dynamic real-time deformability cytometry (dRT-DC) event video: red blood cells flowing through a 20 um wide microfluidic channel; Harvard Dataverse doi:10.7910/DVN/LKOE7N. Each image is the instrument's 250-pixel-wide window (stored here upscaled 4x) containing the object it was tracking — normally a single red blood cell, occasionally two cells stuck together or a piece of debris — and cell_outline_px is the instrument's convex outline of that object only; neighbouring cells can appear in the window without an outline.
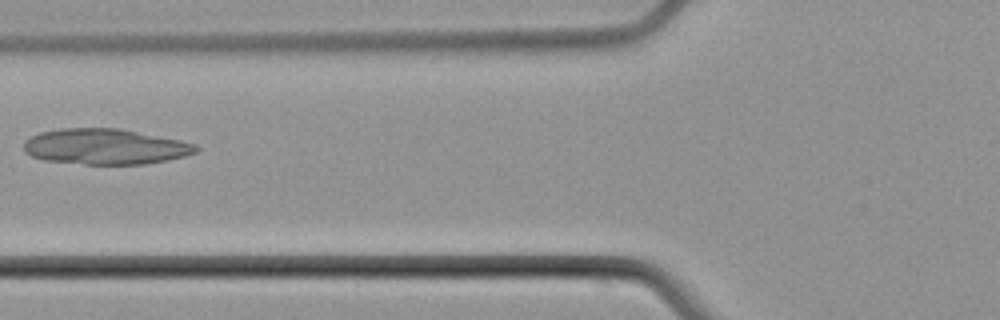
{"species": "common noctule bat (a hibernating species)", "species_latin": "Nyctalus noctula", "temperature_condition": "cold", "stored_images_in_passage": 5, "camera_frame_rate_fps": 3000, "um_per_image_px": 0.085, "animal": {"sex": "male", "body_mass_g": 21.5, "forearm_length_mm": 52.0}, "frame": {"image": 1, "passage_image": 5, "time_ms": 5.667, "image_size_px": [1000, 320], "cell_outline_px": [[200, 148], [196, 152], [184, 156], [144, 164], [84, 164], [44, 160], [32, 156], [24, 152], [24, 140], [40, 132], [60, 128], [120, 128], [180, 140], [196, 144]], "centroid_in_image_um": [8.92, 12.45], "position_along_channel_um": 116.9, "area_um2": 35.72}}